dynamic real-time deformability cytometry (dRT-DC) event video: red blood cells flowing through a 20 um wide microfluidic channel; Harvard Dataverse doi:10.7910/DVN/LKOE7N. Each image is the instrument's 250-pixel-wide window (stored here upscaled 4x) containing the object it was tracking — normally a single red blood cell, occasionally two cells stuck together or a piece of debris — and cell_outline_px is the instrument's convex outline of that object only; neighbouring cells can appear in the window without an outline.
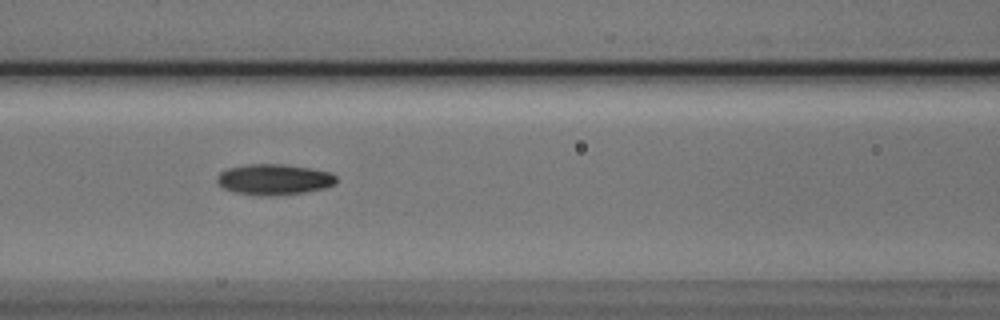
{"species": "Egyptian fruit bat (a non-hibernating species)", "species_latin": "Rousettus aegyptiacus", "temperature_condition": "cold", "stored_images_in_passage": 11, "camera_frame_rate_fps": 3000, "um_per_image_px": 0.085, "animal": {"sex": "male"}, "frame": {"image": 1, "passage_image": 7, "time_ms": 2.0, "image_size_px": [1000, 320], "cell_outline_px": [[336, 180], [332, 184], [324, 188], [304, 192], [272, 196], [260, 196], [236, 192], [224, 188], [216, 180], [216, 176], [220, 172], [228, 168], [248, 164], [284, 164], [332, 172], [336, 176]], "centroid_in_image_um": [23.27, 15.25], "position_along_channel_um": 143.3, "area_um2": 21.27}}
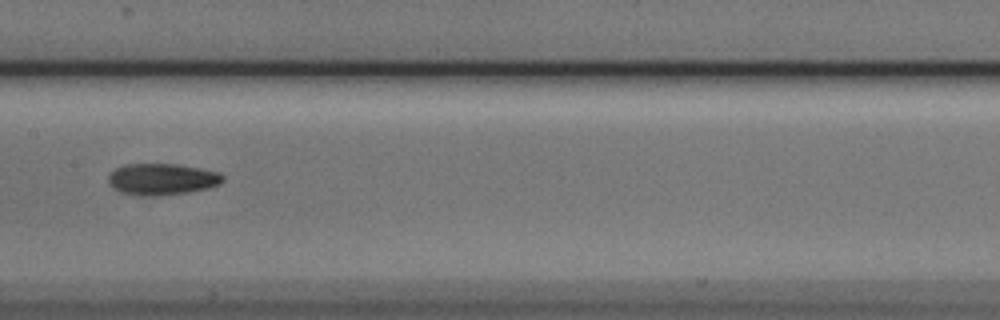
{"frame": {"image": 2, "passage_image": 8, "time_ms": 2.333, "image_size_px": [1000, 320], "cell_outline_px": [[224, 180], [220, 184], [208, 188], [188, 192], [160, 196], [156, 196], [120, 192], [112, 188], [108, 184], [108, 176], [116, 168], [124, 164], [176, 164], [200, 168], [220, 172], [224, 176]], "centroid_in_image_um": [13.78, 15.22], "position_along_channel_um": 193.6, "area_um2": 21.04}}
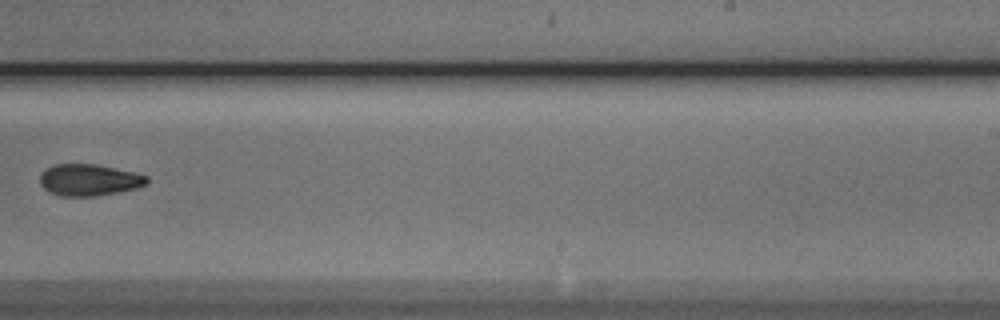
{"frame": {"image": 3, "passage_image": 10, "time_ms": 3.0, "image_size_px": [1000, 320], "cell_outline_px": [[148, 184], [136, 188], [120, 192], [96, 196], [60, 196], [48, 192], [40, 184], [40, 176], [52, 164], [96, 164], [132, 172], [148, 176]], "centroid_in_image_um": [7.57, 15.31], "position_along_channel_um": 281.4, "area_um2": 19.71}}